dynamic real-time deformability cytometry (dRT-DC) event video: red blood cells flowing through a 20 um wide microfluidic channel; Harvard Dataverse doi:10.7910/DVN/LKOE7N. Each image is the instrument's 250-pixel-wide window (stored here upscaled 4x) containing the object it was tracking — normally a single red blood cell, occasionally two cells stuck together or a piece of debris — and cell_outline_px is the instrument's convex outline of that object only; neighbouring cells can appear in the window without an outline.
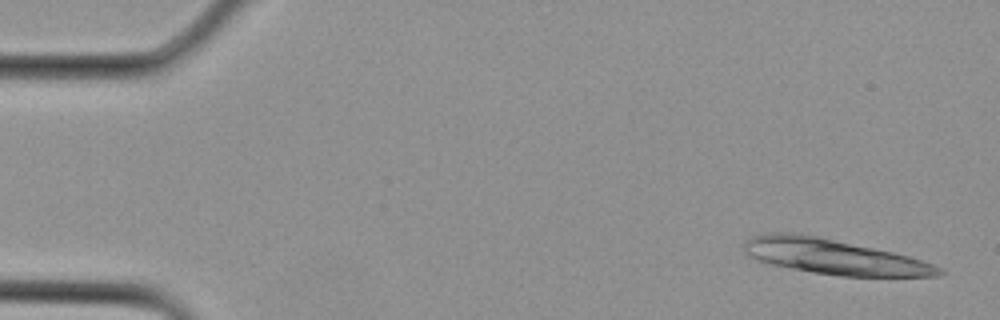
{"species": "Egyptian fruit bat (a non-hibernating species)", "species_latin": "Rousettus aegyptiacus", "temperature_condition": "cold", "stored_images_in_passage": 2, "segment_of_instrument_passage": [2, 2], "camera_frame_rate_fps": 3000, "um_per_image_px": 0.085, "animal": {"sex": "female"}, "frame": {"image": 1, "passage_image": 2, "time_ms": 0.333, "image_size_px": [1000, 320], "cell_outline_px": [[944, 272], [940, 276], [840, 276], [812, 272], [772, 264], [756, 260], [748, 256], [744, 252], [744, 240], [752, 236], [780, 232], [816, 236], [892, 252], [908, 256], [932, 264], [940, 268]], "centroid_in_image_um": [70.83, 21.83], "position_along_channel_um": 14.2, "area_um2": 39.19}}